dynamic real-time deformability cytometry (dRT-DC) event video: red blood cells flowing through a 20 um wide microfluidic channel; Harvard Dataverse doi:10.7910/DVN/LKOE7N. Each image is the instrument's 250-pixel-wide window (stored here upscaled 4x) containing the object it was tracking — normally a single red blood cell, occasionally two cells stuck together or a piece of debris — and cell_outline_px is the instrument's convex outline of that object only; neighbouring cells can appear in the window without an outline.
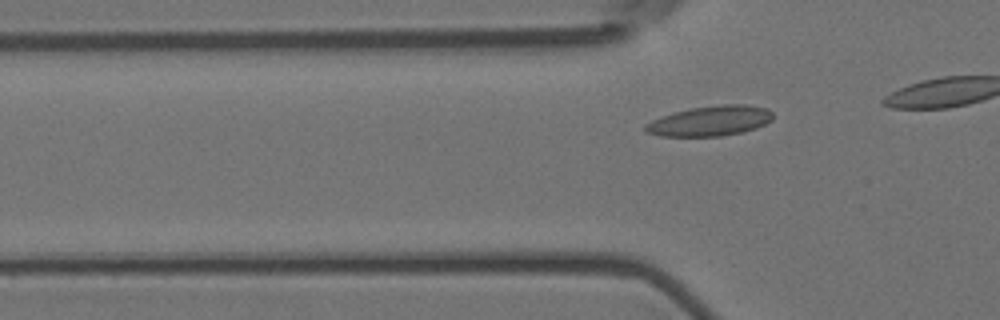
{"species": "Egyptian fruit bat (a non-hibernating species)", "species_latin": "Rousettus aegyptiacus", "temperature_condition": "room temperature", "stored_images_in_passage": 5, "segment_of_instrument_passage": [2, 2], "camera_frame_rate_fps": 3000, "um_per_image_px": 0.085, "animal": {"sex": "female"}, "frame": {"image": 1, "passage_image": 5, "time_ms": 1.333, "image_size_px": [1000, 320], "cell_outline_px": [[772, 120], [756, 128], [740, 132], [720, 136], [660, 136], [644, 132], [644, 124], [652, 120], [672, 112], [692, 108], [720, 104], [744, 104], [768, 108], [772, 112]], "centroid_in_image_um": [60.33, 10.27], "position_along_channel_um": 65.5, "area_um2": 22.43}}